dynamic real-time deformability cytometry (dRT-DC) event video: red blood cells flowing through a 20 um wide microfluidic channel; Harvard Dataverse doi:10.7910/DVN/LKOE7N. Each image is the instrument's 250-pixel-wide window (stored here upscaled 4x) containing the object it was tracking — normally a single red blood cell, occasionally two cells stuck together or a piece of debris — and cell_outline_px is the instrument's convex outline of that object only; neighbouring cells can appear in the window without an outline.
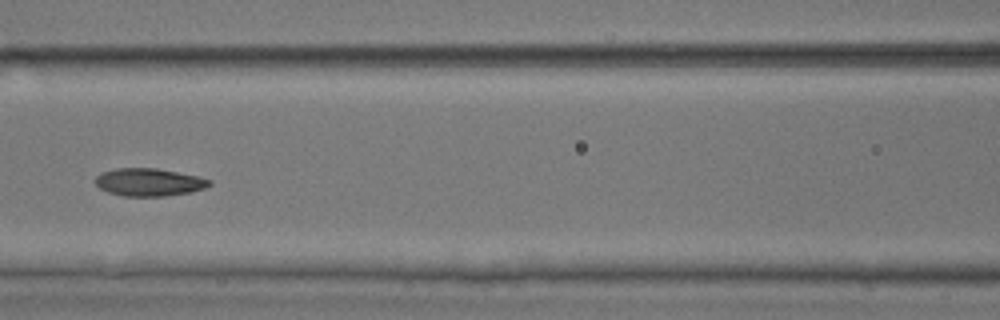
{"species": "common noctule bat (a hibernating species)", "species_latin": "Nyctalus noctula", "temperature_condition": "room temperature", "stored_images_in_passage": 7, "camera_frame_rate_fps": 3000, "um_per_image_px": 0.085, "animal": {"sex": "male", "body_mass_g": 17.9, "forearm_length_mm": 54.2}, "frame": {"image": 1, "passage_image": 7, "time_ms": 7.0, "image_size_px": [1000, 320], "cell_outline_px": [[212, 184], [204, 188], [192, 192], [164, 196], [124, 196], [108, 192], [100, 188], [96, 184], [96, 176], [104, 172], [116, 168], [156, 168], [200, 176], [212, 180]], "centroid_in_image_um": [12.71, 15.48], "position_along_channel_um": 153.9, "area_um2": 18.44}}